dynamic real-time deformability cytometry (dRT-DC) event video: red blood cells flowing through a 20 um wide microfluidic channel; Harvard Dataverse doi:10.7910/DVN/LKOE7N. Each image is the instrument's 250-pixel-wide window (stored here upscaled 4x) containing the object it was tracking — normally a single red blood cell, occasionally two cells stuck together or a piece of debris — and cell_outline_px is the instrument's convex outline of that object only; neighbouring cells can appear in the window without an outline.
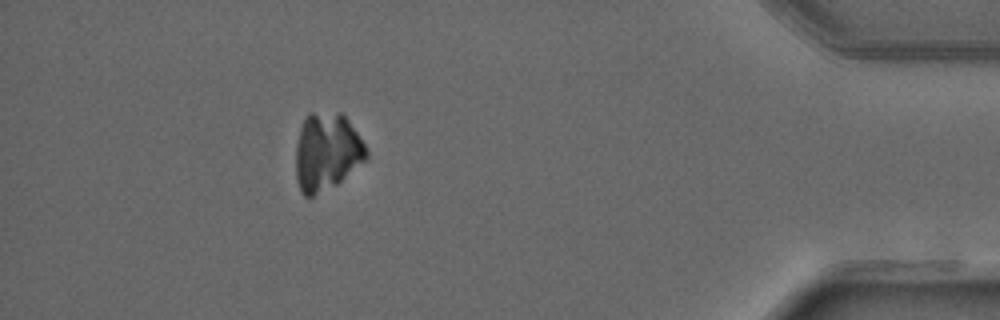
{"species": "common noctule bat (a hibernating species)", "species_latin": "Nyctalus noctula", "temperature_condition": "warm", "stored_images_in_passage": 49, "camera_frame_rate_fps": 3000, "um_per_image_px": 0.085, "animal": {"sex": "male", "forearm_length_mm": 52.5}, "frame": {"image": 1, "passage_image": 44, "time_ms": 14.333, "image_size_px": [1000, 320], "cell_outline_px": [[368, 156], [364, 160], [336, 184], [312, 196], [304, 196], [300, 192], [296, 180], [296, 144], [300, 128], [308, 112], [340, 112], [348, 120], [364, 144], [368, 152]], "centroid_in_image_um": [27.73, 12.89], "position_along_channel_um": 407.5, "area_um2": 31.62}}